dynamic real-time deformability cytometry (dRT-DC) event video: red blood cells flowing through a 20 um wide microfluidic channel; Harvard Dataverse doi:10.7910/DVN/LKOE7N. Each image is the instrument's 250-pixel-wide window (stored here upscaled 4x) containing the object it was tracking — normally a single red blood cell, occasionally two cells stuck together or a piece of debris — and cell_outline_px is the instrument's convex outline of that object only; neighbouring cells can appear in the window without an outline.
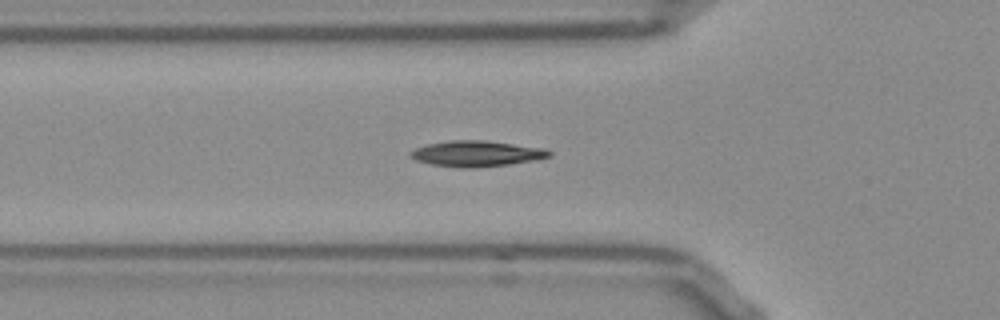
{"species": "Egyptian fruit bat (a non-hibernating species)", "species_latin": "Rousettus aegyptiacus", "temperature_condition": "room temperature", "stored_images_in_passage": 37, "camera_frame_rate_fps": 3000, "um_per_image_px": 0.085, "frame": {"image": 1, "passage_image": 2, "time_ms": 0.333, "image_size_px": [1000, 320], "cell_outline_px": [[552, 156], [536, 160], [508, 164], [472, 168], [460, 168], [432, 164], [416, 160], [408, 156], [408, 152], [416, 148], [428, 144], [448, 140], [484, 140], [544, 148], [552, 152]], "centroid_in_image_um": [40.5, 13.05], "position_along_channel_um": 85.3, "area_um2": 20.87}}
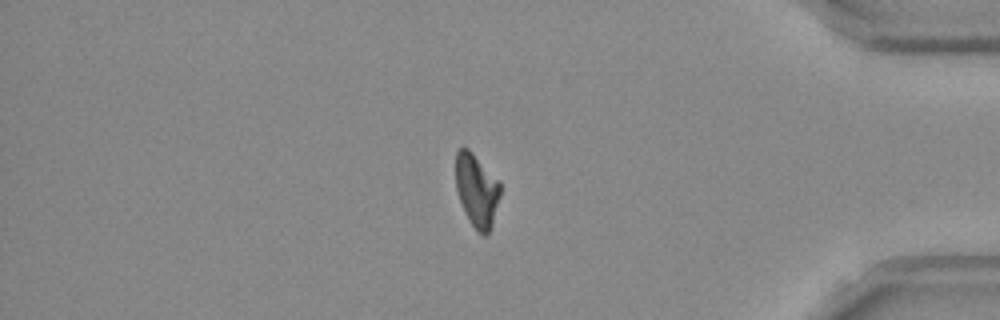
{"frame": {"image": 2, "passage_image": 29, "time_ms": 9.333, "image_size_px": [1000, 320], "cell_outline_px": [[500, 196], [492, 224], [488, 232], [484, 236], [468, 220], [464, 212], [456, 188], [456, 152], [460, 148], [468, 148], [472, 152], [500, 184]], "centroid_in_image_um": [40.5, 16.18], "position_along_channel_um": 394.7, "area_um2": 18.44}}
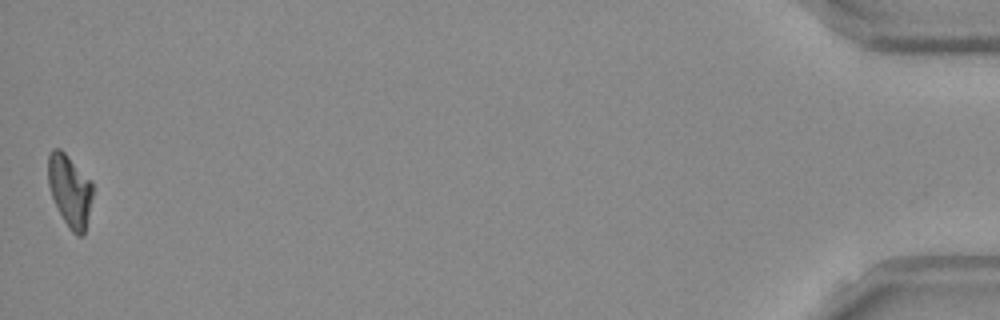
{"frame": {"image": 3, "passage_image": 37, "time_ms": 12.0, "image_size_px": [1000, 320], "cell_outline_px": [[92, 196], [84, 232], [80, 236], [76, 236], [68, 228], [52, 196], [48, 184], [48, 156], [52, 148], [60, 148], [68, 156], [92, 184]], "centroid_in_image_um": [5.9, 16.19], "position_along_channel_um": 429.3, "area_um2": 18.15}}